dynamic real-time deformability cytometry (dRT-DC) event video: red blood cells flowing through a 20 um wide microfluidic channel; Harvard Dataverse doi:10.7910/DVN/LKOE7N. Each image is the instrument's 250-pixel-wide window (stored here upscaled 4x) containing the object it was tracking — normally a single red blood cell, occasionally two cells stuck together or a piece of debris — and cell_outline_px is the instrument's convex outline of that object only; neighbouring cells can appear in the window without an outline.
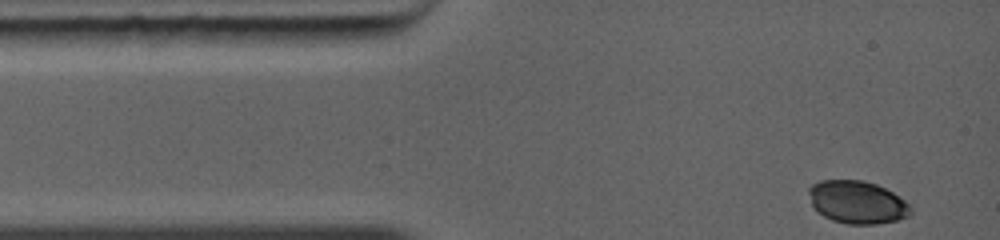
{"species": "common noctule bat (a hibernating species)", "species_latin": "Nyctalus noctula", "temperature_condition": "warm", "stored_images_in_passage": 12, "camera_frame_rate_fps": 5000, "um_per_image_px": 0.085, "animal": {"sex": "female", "body_mass_g": 19.0, "forearm_length_mm": 56.7}, "frame": {"image": 1, "passage_image": 1, "time_ms": 0.0, "image_size_px": [1000, 240], "cell_outline_px": [[912, 212], [908, 216], [896, 220], [876, 224], [848, 224], [832, 220], [824, 216], [812, 208], [808, 192], [808, 188], [812, 184], [820, 180], [860, 180], [876, 184], [892, 192], [904, 200], [912, 208]], "centroid_in_image_um": [72.83, 17.19], "position_along_channel_um": 12.2, "area_um2": 25.43}}
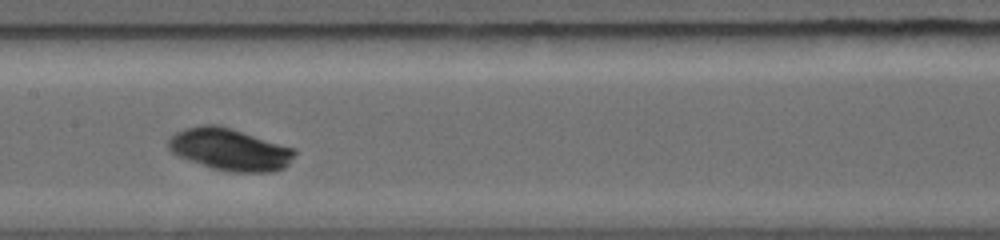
{"frame": {"image": 2, "passage_image": 7, "time_ms": 5.0, "image_size_px": [1000, 240], "cell_outline_px": [[296, 152], [288, 164], [284, 168], [272, 172], [228, 172], [212, 168], [180, 156], [172, 152], [168, 148], [168, 140], [176, 132], [184, 128], [200, 124], [220, 124], [296, 148]], "centroid_in_image_um": [19.56, 12.68], "position_along_channel_um": 187.8, "area_um2": 31.15}}
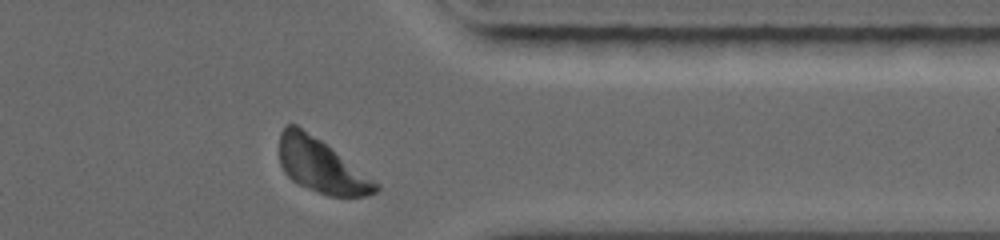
{"frame": {"image": 3, "passage_image": 12, "time_ms": 9.4, "image_size_px": [1000, 240], "cell_outline_px": [[380, 188], [376, 192], [364, 196], [328, 196], [308, 188], [292, 180], [284, 172], [280, 164], [280, 132], [288, 124], [296, 124], [320, 140], [380, 184]], "centroid_in_image_um": [27.29, 14.1], "position_along_channel_um": 384.1, "area_um2": 29.65}}